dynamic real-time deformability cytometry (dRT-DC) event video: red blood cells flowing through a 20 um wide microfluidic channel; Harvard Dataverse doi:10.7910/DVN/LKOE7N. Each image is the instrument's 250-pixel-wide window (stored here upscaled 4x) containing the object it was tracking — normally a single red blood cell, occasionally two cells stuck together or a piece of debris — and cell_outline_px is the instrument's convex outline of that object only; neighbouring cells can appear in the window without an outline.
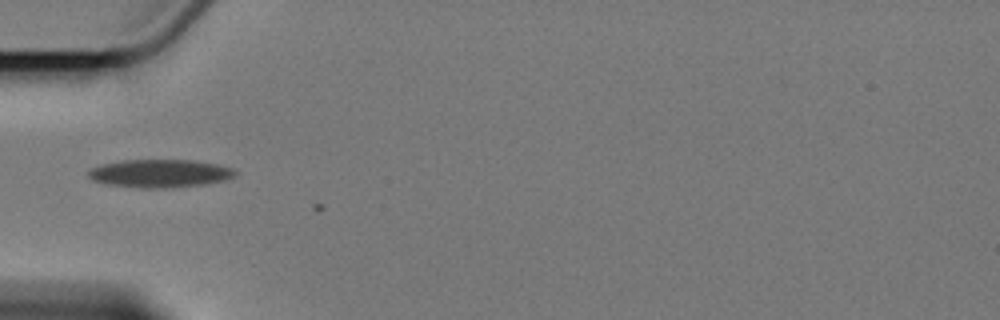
{"species": "Egyptian fruit bat (a non-hibernating species)", "species_latin": "Rousettus aegyptiacus", "temperature_condition": "cold", "stored_images_in_passage": 6, "camera_frame_rate_fps": 3000, "um_per_image_px": 0.085, "animal": {"sex": "female"}, "frame": {"image": 1, "passage_image": 5, "time_ms": 4.667, "image_size_px": [1000, 320], "cell_outline_px": [[236, 172], [232, 176], [224, 180], [204, 184], [168, 188], [140, 188], [108, 184], [92, 180], [88, 176], [88, 172], [92, 168], [100, 164], [124, 160], [188, 160], [216, 164], [232, 168]], "centroid_in_image_um": [13.54, 14.74], "position_along_channel_um": 71.5, "area_um2": 23.76}}